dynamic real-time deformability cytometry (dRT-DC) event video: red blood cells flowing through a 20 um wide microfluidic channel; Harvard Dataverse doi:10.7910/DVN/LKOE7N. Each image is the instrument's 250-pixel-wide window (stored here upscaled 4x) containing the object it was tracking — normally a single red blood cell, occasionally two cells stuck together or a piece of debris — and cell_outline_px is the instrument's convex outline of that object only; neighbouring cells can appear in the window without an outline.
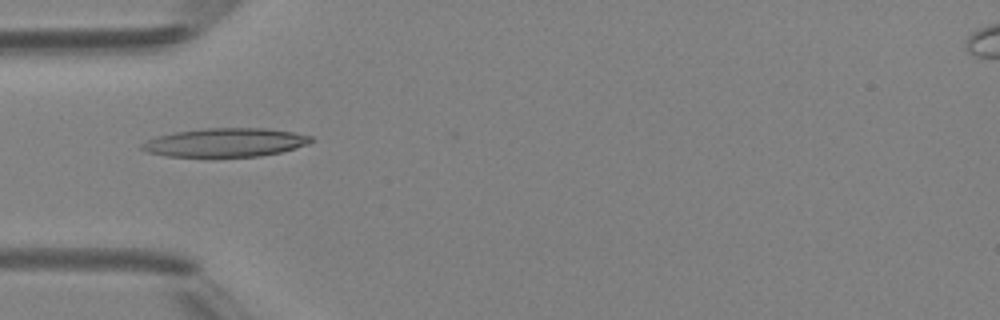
{"species": "Egyptian fruit bat (a non-hibernating species)", "species_latin": "Rousettus aegyptiacus", "temperature_condition": "room temperature", "stored_images_in_passage": 6, "camera_frame_rate_fps": 3000, "um_per_image_px": 0.085, "animal": {"sex": "female"}, "frame": {"image": 1, "passage_image": 4, "time_ms": 3.667, "image_size_px": [1000, 320], "cell_outline_px": [[316, 140], [308, 144], [296, 148], [280, 152], [260, 156], [164, 156], [148, 152], [140, 148], [140, 144], [156, 136], [176, 132], [204, 128], [268, 128], [292, 132], [312, 136]], "centroid_in_image_um": [19.18, 12.1], "position_along_channel_um": 65.8, "area_um2": 28.21}}
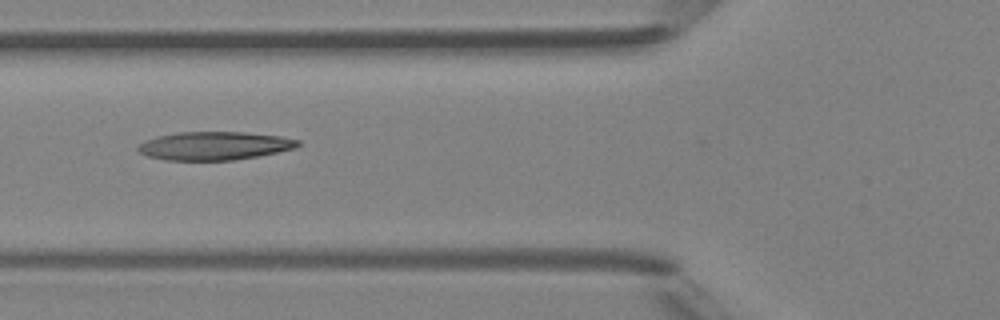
{"frame": {"image": 2, "passage_image": 5, "time_ms": 4.667, "image_size_px": [1000, 320], "cell_outline_px": [[300, 144], [296, 148], [256, 156], [232, 160], [164, 160], [148, 156], [140, 152], [136, 148], [144, 140], [156, 136], [176, 132], [244, 132], [280, 136], [300, 140]], "centroid_in_image_um": [18.19, 12.38], "position_along_channel_um": 107.6, "area_um2": 26.36}}
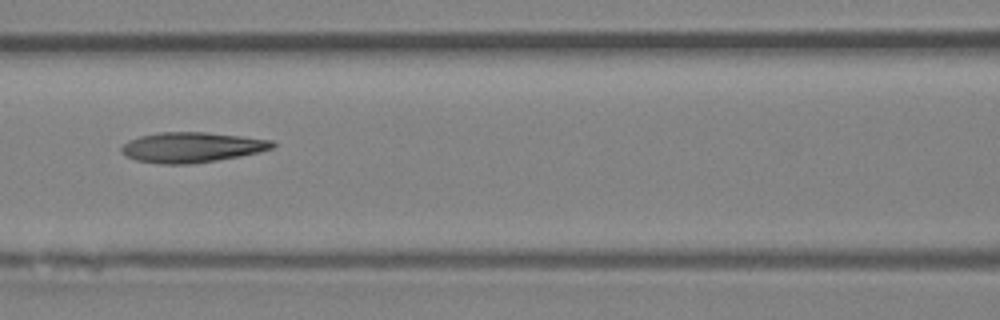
{"frame": {"image": 3, "passage_image": 6, "time_ms": 5.667, "image_size_px": [1000, 320], "cell_outline_px": [[276, 144], [272, 148], [240, 156], [192, 164], [160, 164], [136, 160], [124, 156], [120, 152], [120, 148], [128, 140], [140, 136], [160, 132], [204, 132], [240, 136], [272, 140]], "centroid_in_image_um": [16.24, 12.52], "position_along_channel_um": 150.4, "area_um2": 26.53}}